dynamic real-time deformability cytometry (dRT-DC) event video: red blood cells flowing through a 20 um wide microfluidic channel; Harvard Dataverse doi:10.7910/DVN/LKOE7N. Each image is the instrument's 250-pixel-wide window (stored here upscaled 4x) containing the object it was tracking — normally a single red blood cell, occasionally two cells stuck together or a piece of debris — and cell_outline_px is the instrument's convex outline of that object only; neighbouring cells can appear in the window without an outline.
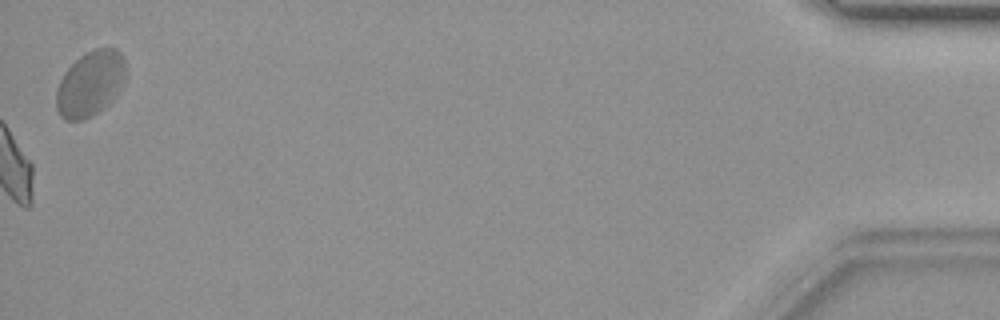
{"species": "common noctule bat (a hibernating species)", "species_latin": "Nyctalus noctula", "temperature_condition": "warm", "stored_images_in_passage": 38, "camera_frame_rate_fps": 3000, "um_per_image_px": 0.085, "animal": {"sex": "female", "body_mass_g": 19.9}, "frame": {"image": 1, "passage_image": 38, "time_ms": 12.333, "image_size_px": [1000, 320], "cell_outline_px": [[128, 76], [112, 100], [104, 108], [92, 116], [84, 120], [68, 120], [60, 116], [56, 108], [56, 88], [64, 72], [80, 56], [96, 48], [116, 48], [120, 52], [124, 60]], "centroid_in_image_um": [7.69, 7.11], "position_along_channel_um": 427.5, "area_um2": 26.65}}